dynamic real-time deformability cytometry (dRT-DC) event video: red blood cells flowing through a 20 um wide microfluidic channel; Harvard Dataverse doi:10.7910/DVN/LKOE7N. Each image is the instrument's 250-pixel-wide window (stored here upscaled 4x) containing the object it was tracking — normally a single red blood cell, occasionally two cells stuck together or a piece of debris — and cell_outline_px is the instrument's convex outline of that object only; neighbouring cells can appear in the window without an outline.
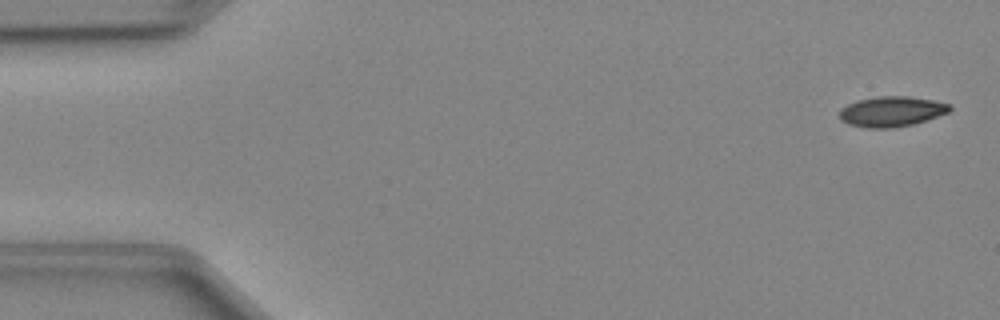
{"species": "Egyptian fruit bat (a non-hibernating species)", "species_latin": "Rousettus aegyptiacus", "temperature_condition": "cold", "stored_images_in_passage": 50, "camera_frame_rate_fps": 3000, "um_per_image_px": 0.085, "animal": {"sex": "female"}, "frame": {"image": 1, "passage_image": 2, "time_ms": 0.333, "image_size_px": [1000, 320], "cell_outline_px": [[952, 108], [948, 112], [912, 124], [892, 128], [868, 128], [848, 124], [840, 120], [840, 108], [856, 100], [880, 96], [908, 96], [932, 100], [948, 104]], "centroid_in_image_um": [75.73, 9.47], "position_along_channel_um": 9.3, "area_um2": 19.25}}
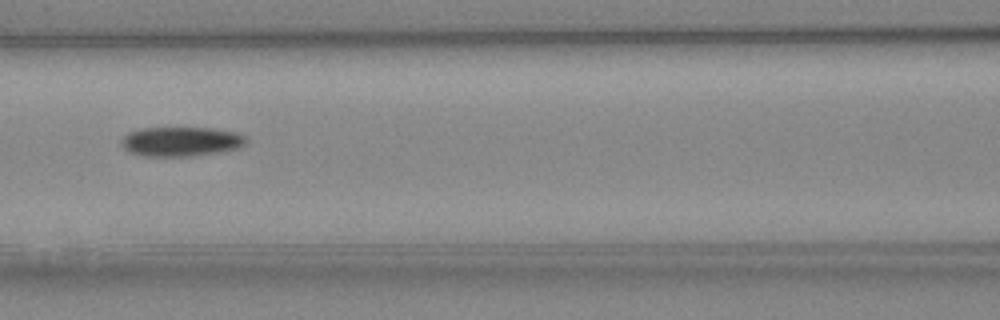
{"frame": {"image": 2, "passage_image": 22, "time_ms": 7.0, "image_size_px": [1000, 320], "cell_outline_px": [[248, 140], [244, 144], [236, 148], [216, 152], [192, 156], [144, 156], [128, 152], [120, 144], [120, 140], [128, 132], [140, 128], [216, 128], [236, 132], [248, 136]], "centroid_in_image_um": [15.36, 12.02], "position_along_channel_um": 151.2, "area_um2": 21.56}}
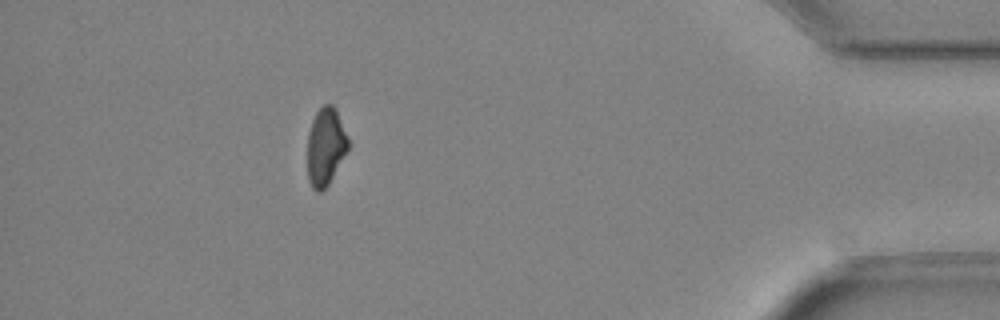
{"frame": {"image": 3, "passage_image": 45, "time_ms": 14.667, "image_size_px": [1000, 320], "cell_outline_px": [[348, 148], [328, 184], [320, 192], [316, 192], [312, 188], [308, 180], [308, 132], [312, 120], [316, 112], [324, 104], [332, 104], [336, 108], [348, 136]], "centroid_in_image_um": [27.66, 12.43], "position_along_channel_um": 407.5, "area_um2": 18.32}, "authors_computed_cell_mechanics": {"area_um2": 20.3167, "velocity_mm_per_s": 4.0404, "shape_relaxation_time_tau1_ms": 6.4293, "shape_relaxation_time_tau2_ms": null, "deformation_change_tau1": 0.1251, "deformation_change_tau2": null}}